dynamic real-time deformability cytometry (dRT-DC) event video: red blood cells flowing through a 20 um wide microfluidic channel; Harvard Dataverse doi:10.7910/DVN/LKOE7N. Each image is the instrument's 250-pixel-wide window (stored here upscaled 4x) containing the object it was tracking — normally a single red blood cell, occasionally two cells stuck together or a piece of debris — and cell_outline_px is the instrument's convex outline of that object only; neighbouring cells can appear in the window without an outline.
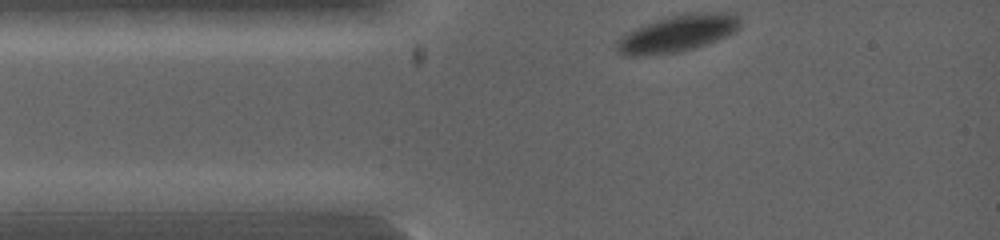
{"species": "common noctule bat (a hibernating species)", "species_latin": "Nyctalus noctula", "temperature_condition": "warm", "stored_images_in_passage": 12, "camera_frame_rate_fps": 5000, "um_per_image_px": 0.085, "animal": {"sex": "female", "body_mass_g": 19.0, "forearm_length_mm": 53.3}, "frame": {"image": 1, "passage_image": 1, "time_ms": 0.0, "image_size_px": [1000, 240], "cell_outline_px": [[740, 24], [728, 36], [680, 52], [644, 56], [624, 56], [616, 48], [616, 40], [620, 36], [636, 28], [672, 16], [688, 12], [736, 12], [740, 20]], "centroid_in_image_um": [57.59, 2.84], "position_along_channel_um": 27.4, "area_um2": 26.24}}
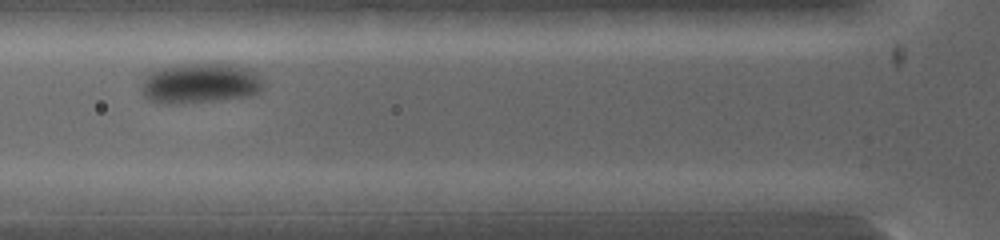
{"frame": {"image": 2, "passage_image": 6, "time_ms": 1.8, "image_size_px": [1000, 240], "cell_outline_px": [[264, 84], [260, 92], [248, 96], [220, 100], [184, 104], [160, 104], [148, 100], [140, 92], [140, 84], [148, 72], [160, 68], [176, 64], [232, 64], [252, 68], [260, 76]], "centroid_in_image_um": [16.98, 7.09], "position_along_channel_um": 108.8, "area_um2": 29.36}}
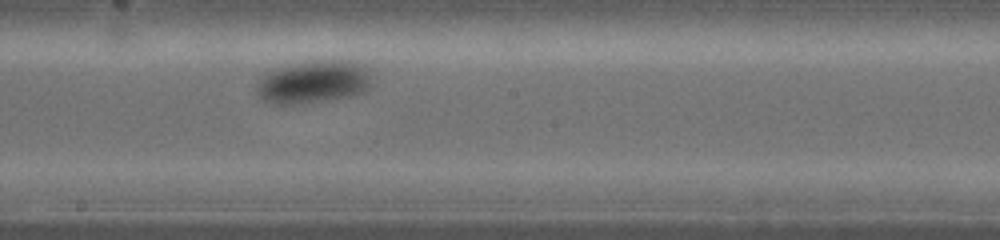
{"frame": {"image": 3, "passage_image": 12, "time_ms": 3.8, "image_size_px": [1000, 240], "cell_outline_px": [[372, 84], [368, 92], [352, 96], [288, 104], [276, 104], [264, 100], [256, 92], [256, 84], [260, 76], [272, 68], [288, 64], [312, 60], [352, 60], [364, 64], [368, 72]], "centroid_in_image_um": [26.65, 6.92], "position_along_channel_um": 221.5, "area_um2": 29.19}}